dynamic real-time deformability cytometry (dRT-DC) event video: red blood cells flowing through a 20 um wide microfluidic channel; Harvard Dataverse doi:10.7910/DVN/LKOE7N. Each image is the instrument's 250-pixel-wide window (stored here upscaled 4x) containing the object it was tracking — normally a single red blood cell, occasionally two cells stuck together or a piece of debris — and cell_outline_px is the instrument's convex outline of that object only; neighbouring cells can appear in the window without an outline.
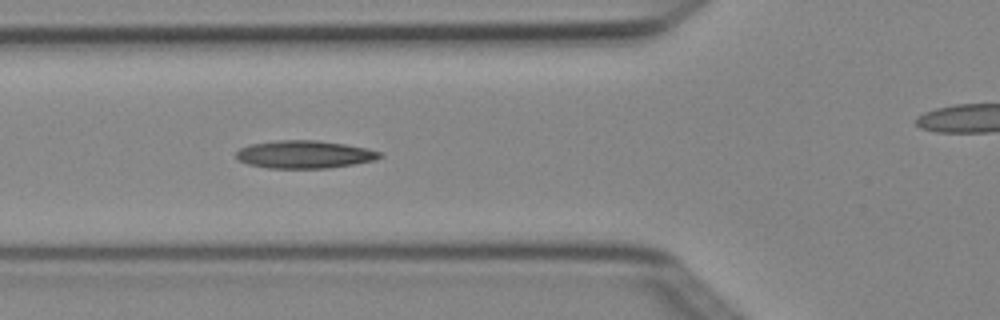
{"species": "Egyptian fruit bat (a non-hibernating species)", "species_latin": "Rousettus aegyptiacus", "temperature_condition": "cold", "stored_images_in_passage": 7, "segment_of_instrument_passage": [1, 2], "camera_frame_rate_fps": 3000, "um_per_image_px": 0.085, "animal": {"sex": "female"}, "frame": {"image": 1, "passage_image": 6, "time_ms": 1.667, "image_size_px": [1000, 320], "cell_outline_px": [[384, 156], [376, 160], [352, 164], [324, 168], [268, 168], [248, 164], [240, 160], [236, 156], [236, 152], [240, 148], [248, 144], [276, 140], [316, 140], [344, 144], [364, 148], [380, 152]], "centroid_in_image_um": [25.85, 13.12], "position_along_channel_um": 100.0, "area_um2": 23.12}}